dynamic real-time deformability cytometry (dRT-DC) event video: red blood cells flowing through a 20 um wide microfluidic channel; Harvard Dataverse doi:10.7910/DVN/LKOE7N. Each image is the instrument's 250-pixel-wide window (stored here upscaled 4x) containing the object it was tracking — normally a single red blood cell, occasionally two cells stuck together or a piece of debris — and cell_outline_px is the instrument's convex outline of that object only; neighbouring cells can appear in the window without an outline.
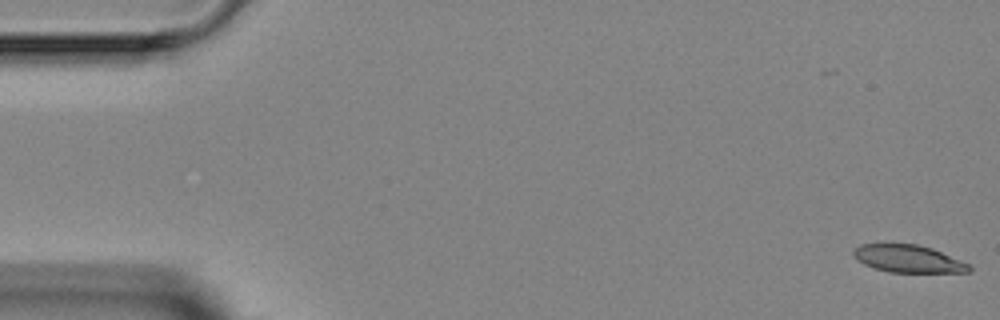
{"species": "Egyptian fruit bat (a non-hibernating species)", "species_latin": "Rousettus aegyptiacus", "temperature_condition": "room temperature", "stored_images_in_passage": 5, "camera_frame_rate_fps": 3000, "um_per_image_px": 0.085, "animal": {"sex": "female"}, "frame": {"image": 1, "passage_image": 1, "time_ms": 0.0, "image_size_px": [1000, 320], "cell_outline_px": [[972, 272], [888, 272], [872, 268], [864, 264], [852, 256], [852, 252], [860, 244], [916, 244], [932, 248], [960, 260], [968, 264], [972, 268]], "centroid_in_image_um": [77.17, 22.0], "position_along_channel_um": 7.8, "area_um2": 18.5}}